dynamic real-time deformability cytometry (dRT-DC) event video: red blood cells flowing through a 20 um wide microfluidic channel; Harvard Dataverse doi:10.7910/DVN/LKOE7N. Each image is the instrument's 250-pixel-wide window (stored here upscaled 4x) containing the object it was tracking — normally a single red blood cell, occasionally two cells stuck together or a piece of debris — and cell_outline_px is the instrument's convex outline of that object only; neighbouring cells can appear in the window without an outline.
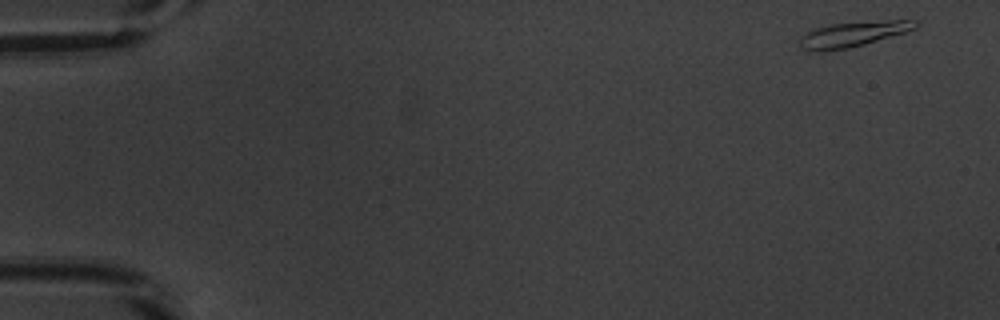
{"species": "common noctule bat (a hibernating species)", "species_latin": "Nyctalus noctula", "temperature_condition": "warm", "stored_images_in_passage": 51, "camera_frame_rate_fps": 3000, "um_per_image_px": 0.085, "animal": {"sex": "male", "body_mass_g": 20.1, "forearm_length_mm": 53.5}, "frame": {"image": 1, "passage_image": 1, "time_ms": 0.0, "image_size_px": [1000, 320], "cell_outline_px": [[920, 24], [916, 28], [904, 32], [864, 44], [848, 48], [820, 52], [816, 52], [800, 48], [800, 36], [816, 28], [832, 24], [888, 20], [920, 20]], "centroid_in_image_um": [72.5, 2.91], "position_along_channel_um": 12.5, "area_um2": 16.82}}
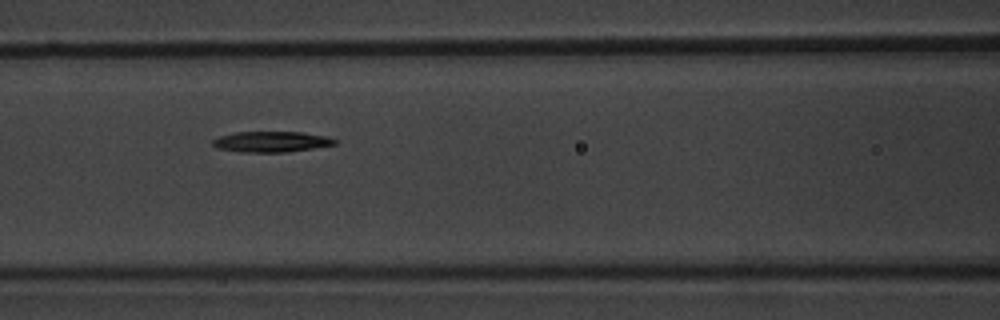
{"frame": {"image": 2, "passage_image": 22, "time_ms": 7.0, "image_size_px": [1000, 320], "cell_outline_px": [[340, 140], [336, 144], [312, 148], [284, 152], [240, 152], [216, 148], [212, 144], [212, 140], [220, 136], [236, 132], [300, 132], [328, 136]], "centroid_in_image_um": [23.08, 12.04], "position_along_channel_um": 143.5, "area_um2": 14.74}}
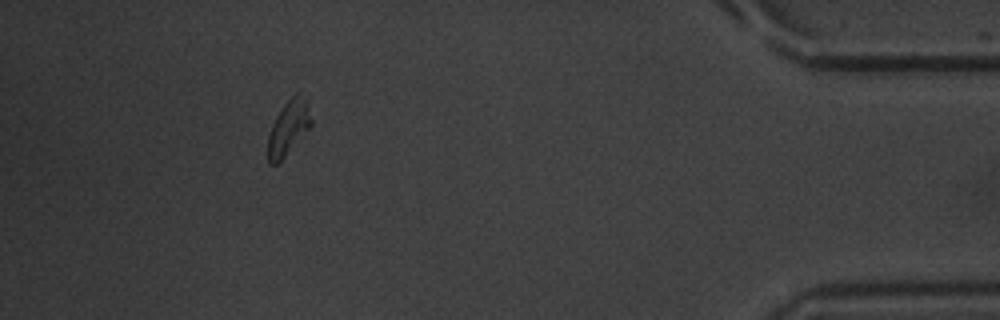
{"frame": {"image": 3, "passage_image": 47, "time_ms": 15.333, "image_size_px": [1000, 320], "cell_outline_px": [[312, 124], [284, 156], [276, 164], [268, 164], [268, 136], [272, 124], [276, 116], [284, 104], [300, 88], [308, 104], [312, 120]], "centroid_in_image_um": [24.52, 10.78], "position_along_channel_um": 410.7, "area_um2": 13.58}, "authors_computed_cell_mechanics": {"area_um2": 15.1436, "velocity_mm_per_s": 3.8383, "shape_relaxation_time_tau1_ms": 3.1213, "shape_relaxation_time_tau2_ms": null, "deformation_change_tau1": 0.1883, "deformation_change_tau2": null}}